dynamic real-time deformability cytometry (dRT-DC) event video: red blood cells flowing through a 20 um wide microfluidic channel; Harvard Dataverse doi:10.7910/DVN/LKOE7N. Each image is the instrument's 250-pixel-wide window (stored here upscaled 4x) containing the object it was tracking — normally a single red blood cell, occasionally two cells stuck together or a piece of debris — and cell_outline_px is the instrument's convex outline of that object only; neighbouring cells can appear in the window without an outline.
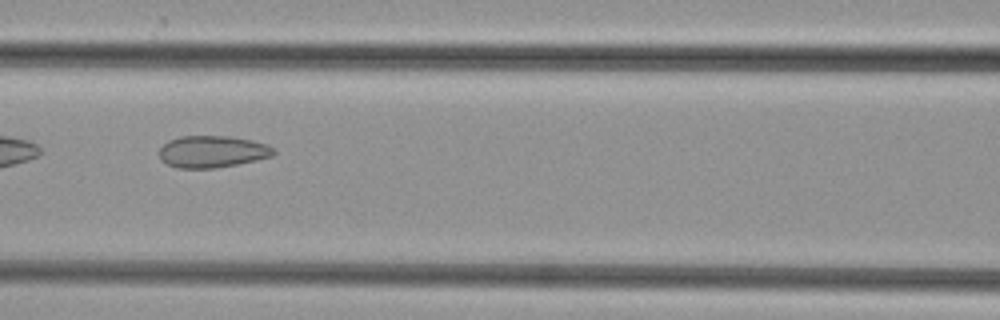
{"species": "common noctule bat (a hibernating species)", "species_latin": "Nyctalus noctula", "temperature_condition": "cold", "stored_images_in_passage": 12, "camera_frame_rate_fps": 3000, "um_per_image_px": 0.085, "animal": {"sex": "female", "body_mass_g": 29.2, "forearm_length_mm": 56.3}, "frame": {"image": 1, "passage_image": 6, "time_ms": 1.667, "image_size_px": [1000, 320], "cell_outline_px": [[276, 152], [272, 156], [256, 160], [216, 168], [176, 168], [160, 160], [160, 148], [168, 140], [180, 136], [228, 136], [252, 140], [268, 144]], "centroid_in_image_um": [18.03, 12.88], "position_along_channel_um": 148.6, "area_um2": 21.27}}
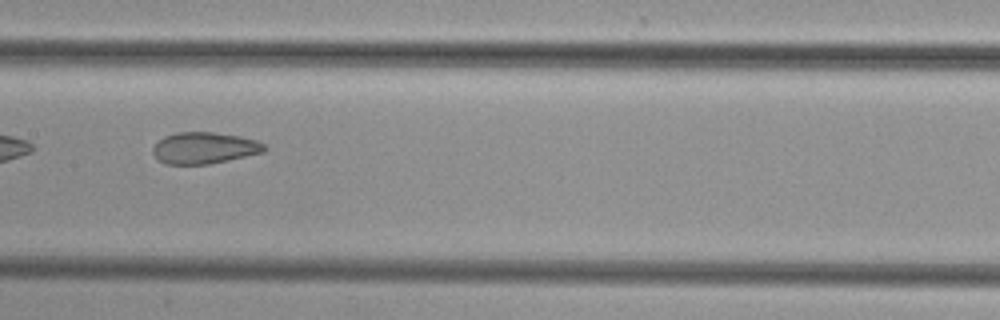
{"frame": {"image": 2, "passage_image": 9, "time_ms": 2.667, "image_size_px": [1000, 320], "cell_outline_px": [[268, 148], [264, 152], [228, 160], [208, 164], [164, 164], [152, 152], [152, 148], [164, 136], [176, 132], [212, 132], [240, 136], [256, 140], [264, 144]], "centroid_in_image_um": [17.38, 12.57], "position_along_channel_um": 190.0, "area_um2": 20.4}}